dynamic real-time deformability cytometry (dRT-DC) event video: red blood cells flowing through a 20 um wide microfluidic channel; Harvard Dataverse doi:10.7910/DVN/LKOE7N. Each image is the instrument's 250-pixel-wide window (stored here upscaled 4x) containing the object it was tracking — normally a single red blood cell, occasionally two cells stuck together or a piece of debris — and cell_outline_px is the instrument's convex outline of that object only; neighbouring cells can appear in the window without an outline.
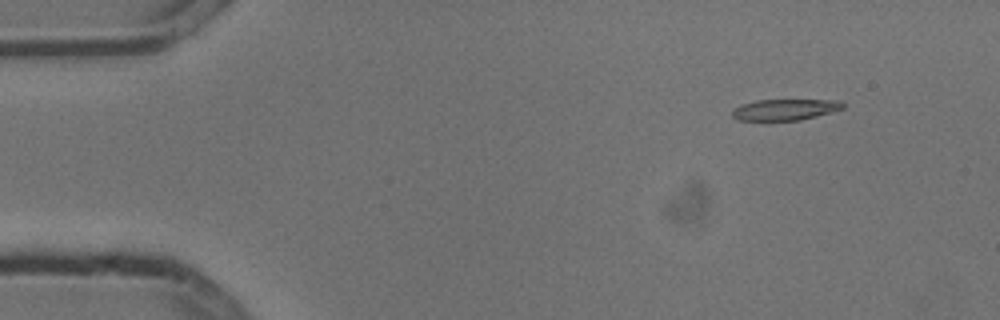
{"species": "common noctule bat (a hibernating species)", "species_latin": "Nyctalus noctula", "temperature_condition": "cold", "stored_images_in_passage": 6, "camera_frame_rate_fps": 3000, "um_per_image_px": 0.085, "animal": {"sex": "male", "body_mass_g": 13.3}, "frame": {"image": 1, "passage_image": 1, "time_ms": 0.0, "image_size_px": [1000, 320], "cell_outline_px": [[844, 108], [816, 116], [800, 120], [736, 120], [732, 116], [732, 112], [740, 104], [756, 100], [840, 100], [844, 104]], "centroid_in_image_um": [66.71, 9.31], "position_along_channel_um": 18.3, "area_um2": 13.53}}
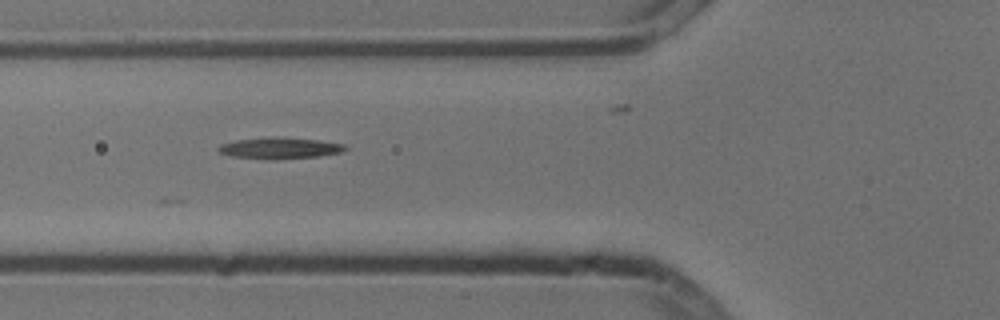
{"frame": {"image": 2, "passage_image": 5, "time_ms": 1.333, "image_size_px": [1000, 320], "cell_outline_px": [[348, 148], [340, 152], [320, 156], [276, 160], [272, 160], [228, 156], [220, 152], [216, 148], [220, 144], [236, 140], [276, 136], [316, 140], [344, 144]], "centroid_in_image_um": [23.73, 12.6], "position_along_channel_um": 102.1, "area_um2": 15.9}}
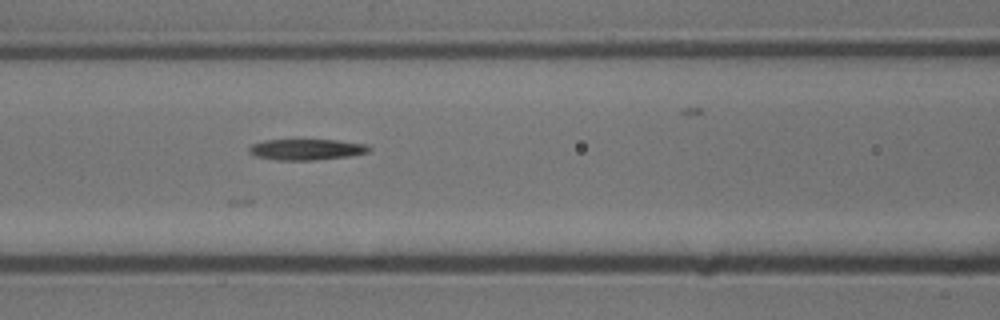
{"frame": {"image": 3, "passage_image": 6, "time_ms": 1.667, "image_size_px": [1000, 320], "cell_outline_px": [[372, 148], [368, 152], [352, 156], [316, 160], [276, 160], [256, 156], [248, 152], [248, 148], [252, 144], [264, 140], [336, 140], [368, 144]], "centroid_in_image_um": [26.08, 12.71], "position_along_channel_um": 140.5, "area_um2": 14.8}}